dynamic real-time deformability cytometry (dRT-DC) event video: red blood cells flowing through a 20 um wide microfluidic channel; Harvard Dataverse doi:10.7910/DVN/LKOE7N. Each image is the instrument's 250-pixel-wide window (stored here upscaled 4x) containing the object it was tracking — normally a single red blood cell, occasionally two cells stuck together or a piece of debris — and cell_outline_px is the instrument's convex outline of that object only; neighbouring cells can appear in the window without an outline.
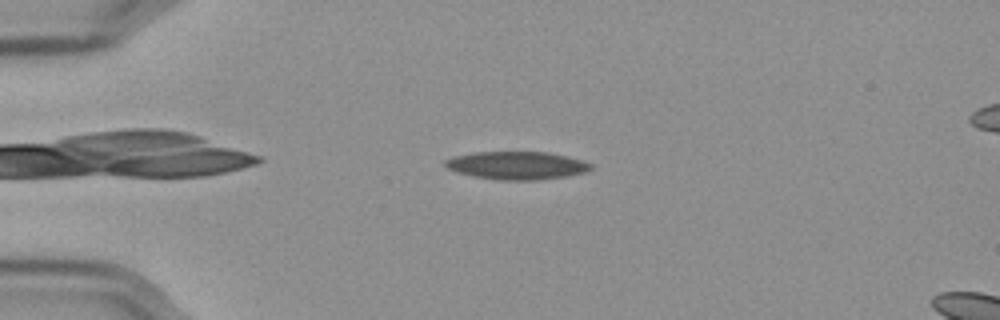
{"species": "Egyptian fruit bat (a non-hibernating species)", "species_latin": "Rousettus aegyptiacus", "temperature_condition": "cold", "stored_images_in_passage": 45, "camera_frame_rate_fps": 3000, "um_per_image_px": 0.085, "frame": {"image": 1, "passage_image": 2, "time_ms": 0.333, "image_size_px": [1000, 320], "cell_outline_px": [[592, 168], [584, 172], [564, 176], [536, 180], [500, 180], [476, 176], [460, 172], [448, 168], [444, 164], [444, 160], [452, 156], [476, 152], [548, 152], [568, 156], [584, 160], [592, 164]], "centroid_in_image_um": [43.95, 14.05], "position_along_channel_um": 41.1, "area_um2": 23.52}}
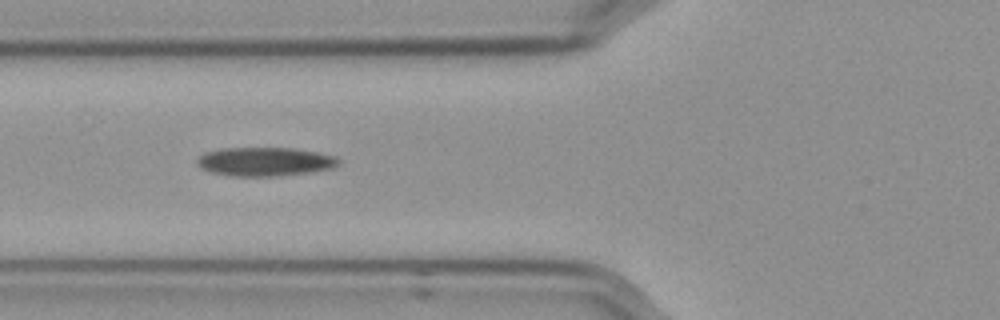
{"frame": {"image": 2, "passage_image": 10, "time_ms": 3.0, "image_size_px": [1000, 320], "cell_outline_px": [[340, 164], [332, 168], [312, 172], [276, 176], [228, 176], [212, 172], [200, 168], [196, 164], [196, 160], [204, 152], [224, 148], [292, 148], [316, 152], [336, 156], [340, 160]], "centroid_in_image_um": [22.51, 13.74], "position_along_channel_um": 103.3, "area_um2": 23.87}}
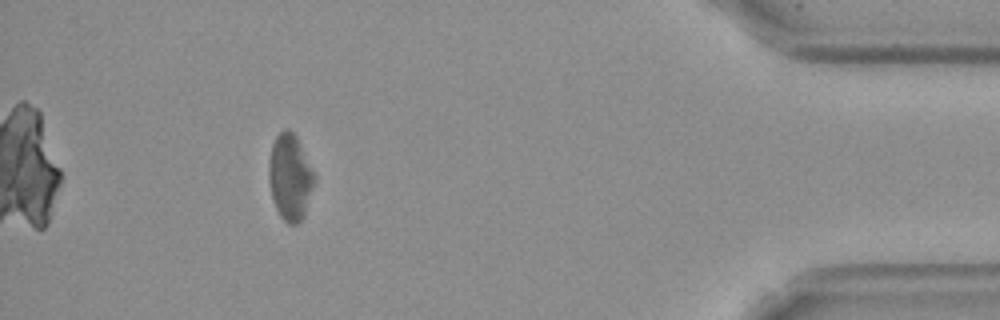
{"frame": {"image": 3, "passage_image": 40, "time_ms": 13.0, "image_size_px": [1000, 320], "cell_outline_px": [[316, 180], [304, 216], [296, 224], [288, 224], [280, 216], [276, 208], [272, 196], [268, 176], [268, 168], [272, 144], [276, 136], [284, 128], [288, 128], [296, 136], [316, 172]], "centroid_in_image_um": [24.68, 15.04], "position_along_channel_um": 410.5, "area_um2": 23.12}}